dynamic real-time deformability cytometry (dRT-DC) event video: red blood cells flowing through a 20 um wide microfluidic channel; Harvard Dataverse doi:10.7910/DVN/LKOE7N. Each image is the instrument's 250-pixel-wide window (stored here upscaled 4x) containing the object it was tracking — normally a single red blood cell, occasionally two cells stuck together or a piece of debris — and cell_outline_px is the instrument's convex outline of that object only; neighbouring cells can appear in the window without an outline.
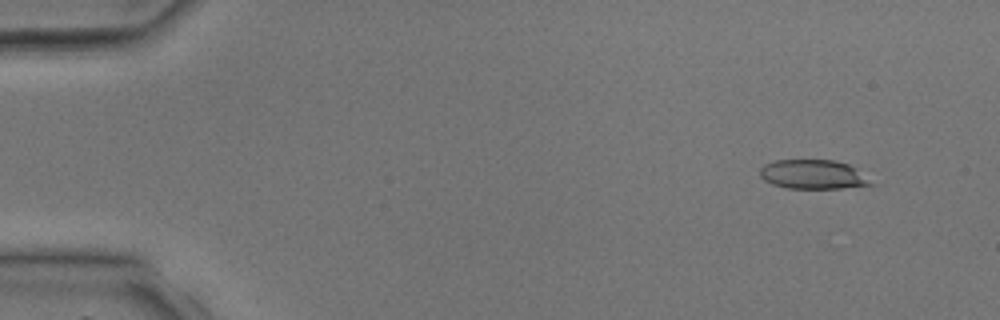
{"species": "common noctule bat (a hibernating species)", "species_latin": "Nyctalus noctula", "temperature_condition": "room temperature", "stored_images_in_passage": 4, "segment_of_instrument_passage": [1, 2], "camera_frame_rate_fps": 3000, "um_per_image_px": 0.085, "animal": {"sex": "male", "body_mass_g": 17.9, "forearm_length_mm": 54.2}, "frame": {"image": 1, "passage_image": 1, "time_ms": 0.0, "image_size_px": [1000, 320], "cell_outline_px": [[876, 184], [840, 188], [788, 188], [772, 184], [764, 180], [760, 176], [760, 168], [764, 164], [776, 160], [836, 160], [848, 164], [856, 168]], "centroid_in_image_um": [69.11, 14.82], "position_along_channel_um": 15.9, "area_um2": 18.9}}